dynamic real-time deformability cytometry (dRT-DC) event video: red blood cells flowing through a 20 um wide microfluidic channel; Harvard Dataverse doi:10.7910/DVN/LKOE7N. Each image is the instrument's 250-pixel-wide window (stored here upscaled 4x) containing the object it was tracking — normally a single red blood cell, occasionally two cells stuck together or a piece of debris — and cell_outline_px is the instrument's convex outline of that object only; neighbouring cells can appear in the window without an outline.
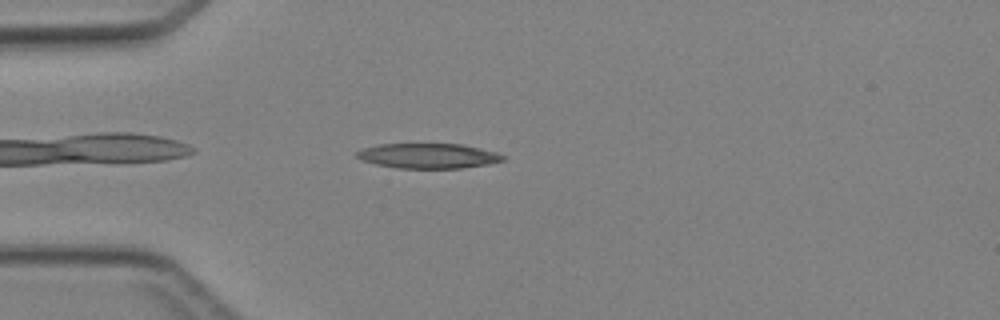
{"species": "Egyptian fruit bat (a non-hibernating species)", "species_latin": "Rousettus aegyptiacus", "temperature_condition": "cold", "stored_images_in_passage": 4, "camera_frame_rate_fps": 3000, "um_per_image_px": 0.085, "animal": {"sex": "female"}, "frame": {"image": 1, "passage_image": 4, "time_ms": 3.667, "image_size_px": [1000, 320], "cell_outline_px": [[508, 156], [504, 160], [488, 164], [460, 168], [396, 168], [376, 164], [364, 160], [356, 156], [356, 152], [360, 148], [380, 144], [464, 144], [496, 152]], "centroid_in_image_um": [36.42, 13.24], "position_along_channel_um": 48.6, "area_um2": 21.33}}